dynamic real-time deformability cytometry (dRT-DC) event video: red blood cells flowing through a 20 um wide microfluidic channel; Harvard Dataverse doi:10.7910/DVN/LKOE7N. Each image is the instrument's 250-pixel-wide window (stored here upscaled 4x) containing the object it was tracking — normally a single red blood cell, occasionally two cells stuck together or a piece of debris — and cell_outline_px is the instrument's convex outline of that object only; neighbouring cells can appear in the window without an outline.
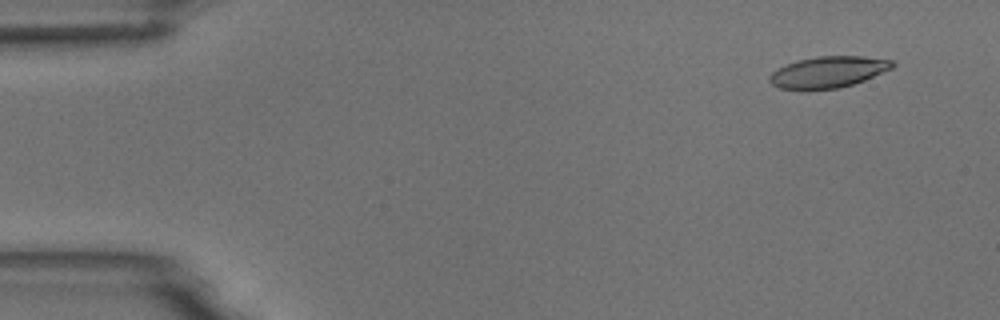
{"species": "common noctule bat (a hibernating species)", "species_latin": "Nyctalus noctula", "temperature_condition": "room temperature", "stored_images_in_passage": 54, "camera_frame_rate_fps": 3000, "um_per_image_px": 0.085, "animal": {"sex": "male", "body_mass_g": 18.8}, "frame": {"image": 1, "passage_image": 4, "time_ms": 1.0, "image_size_px": [1000, 320], "cell_outline_px": [[896, 64], [892, 68], [864, 80], [840, 88], [780, 88], [772, 84], [768, 80], [768, 76], [772, 72], [796, 60], [816, 56], [864, 56], [892, 60]], "centroid_in_image_um": [70.42, 6.09], "position_along_channel_um": 14.6, "area_um2": 22.02}}
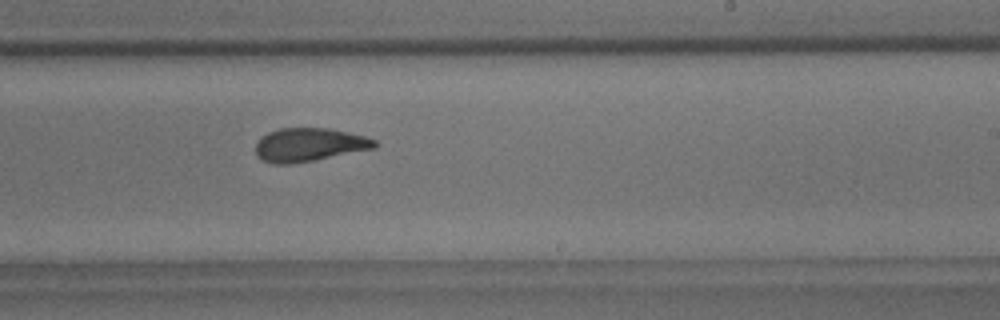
{"frame": {"image": 2, "passage_image": 33, "time_ms": 10.667, "image_size_px": [1000, 320], "cell_outline_px": [[380, 144], [376, 148], [292, 164], [272, 164], [260, 160], [256, 156], [256, 144], [260, 136], [268, 132], [280, 128], [328, 128], [348, 132], [364, 136], [376, 140]], "centroid_in_image_um": [26.26, 12.31], "position_along_channel_um": 262.7, "area_um2": 23.41}}
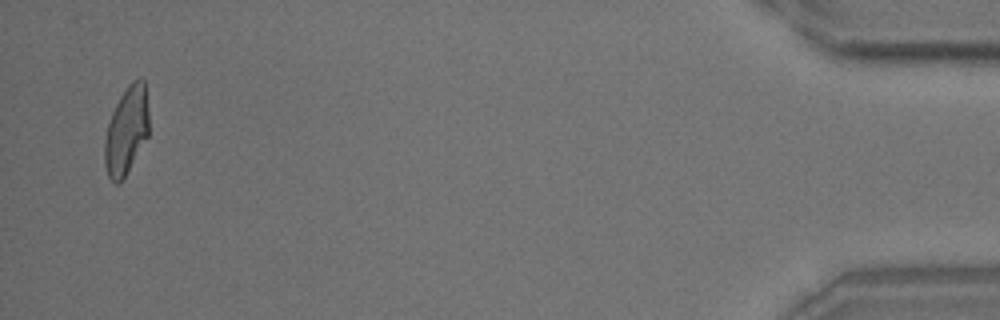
{"frame": {"image": 3, "passage_image": 53, "time_ms": 17.333, "image_size_px": [1000, 320], "cell_outline_px": [[148, 136], [120, 184], [116, 184], [108, 176], [104, 164], [104, 140], [108, 124], [112, 112], [120, 96], [128, 84], [132, 80], [140, 76], [144, 80], [148, 112]], "centroid_in_image_um": [10.74, 11.09], "position_along_channel_um": 424.5, "area_um2": 22.66}, "authors_computed_cell_mechanics": {"area_um2": 23.3801, "velocity_mm_per_s": 3.6837, "shape_relaxation_time_tau1_ms": 8.0502, "shape_relaxation_time_tau2_ms": 2.3543, "deformation_change_tau1": 0.2119, "deformation_change_tau2": 0.1034}}